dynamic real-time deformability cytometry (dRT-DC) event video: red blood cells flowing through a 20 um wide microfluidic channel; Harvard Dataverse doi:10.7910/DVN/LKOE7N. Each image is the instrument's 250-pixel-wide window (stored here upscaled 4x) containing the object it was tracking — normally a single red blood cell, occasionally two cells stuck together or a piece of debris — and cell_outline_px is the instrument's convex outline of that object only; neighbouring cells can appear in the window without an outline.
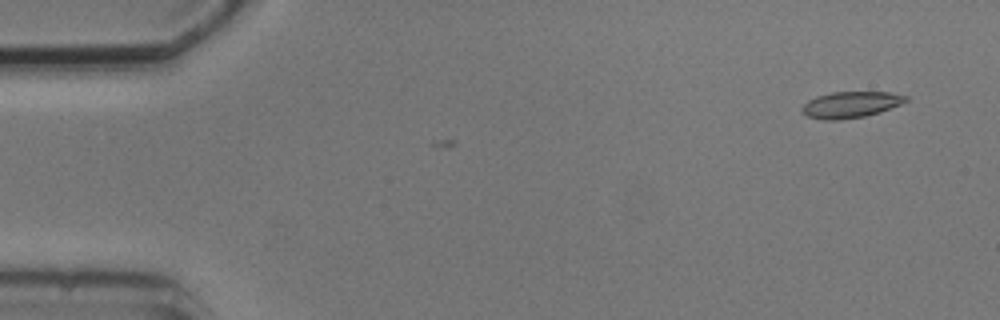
{"species": "common noctule bat (a hibernating species)", "species_latin": "Nyctalus noctula", "temperature_condition": "cold", "stored_images_in_passage": 3, "camera_frame_rate_fps": 3000, "um_per_image_px": 0.085, "animal": {"sex": "male", "body_mass_g": 20.5, "forearm_length_mm": 52.5}, "frame": {"image": 1, "passage_image": 3, "time_ms": 2.333, "image_size_px": [1000, 320], "cell_outline_px": [[908, 100], [900, 104], [880, 112], [864, 116], [840, 120], [824, 120], [808, 116], [800, 108], [808, 100], [816, 96], [832, 92], [892, 92], [908, 96]], "centroid_in_image_um": [72.31, 8.89], "position_along_channel_um": 12.7, "area_um2": 15.84}}